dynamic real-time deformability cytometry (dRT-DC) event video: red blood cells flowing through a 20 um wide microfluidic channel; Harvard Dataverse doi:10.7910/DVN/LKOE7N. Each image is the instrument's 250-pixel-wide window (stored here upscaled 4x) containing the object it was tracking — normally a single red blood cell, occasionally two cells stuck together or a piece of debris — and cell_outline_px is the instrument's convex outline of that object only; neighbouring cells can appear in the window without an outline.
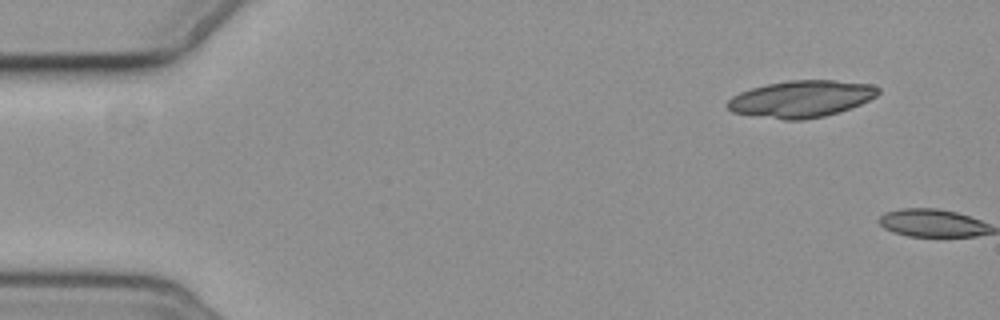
{"species": "common noctule bat (a hibernating species)", "species_latin": "Nyctalus noctula", "temperature_condition": "cold", "stored_images_in_passage": 2, "camera_frame_rate_fps": 3000, "um_per_image_px": 0.085, "animal": {"sex": "female", "body_mass_g": 19.3, "forearm_length_mm": 54.1}, "frame": {"image": 1, "passage_image": 1, "time_ms": 0.0, "image_size_px": [1000, 320], "cell_outline_px": [[880, 92], [876, 96], [860, 104], [840, 112], [824, 116], [804, 120], [784, 120], [732, 112], [724, 104], [732, 96], [740, 92], [752, 88], [768, 84], [788, 80], [836, 80], [872, 84], [880, 88]], "centroid_in_image_um": [68.11, 8.4], "position_along_channel_um": 16.9, "area_um2": 32.43}}